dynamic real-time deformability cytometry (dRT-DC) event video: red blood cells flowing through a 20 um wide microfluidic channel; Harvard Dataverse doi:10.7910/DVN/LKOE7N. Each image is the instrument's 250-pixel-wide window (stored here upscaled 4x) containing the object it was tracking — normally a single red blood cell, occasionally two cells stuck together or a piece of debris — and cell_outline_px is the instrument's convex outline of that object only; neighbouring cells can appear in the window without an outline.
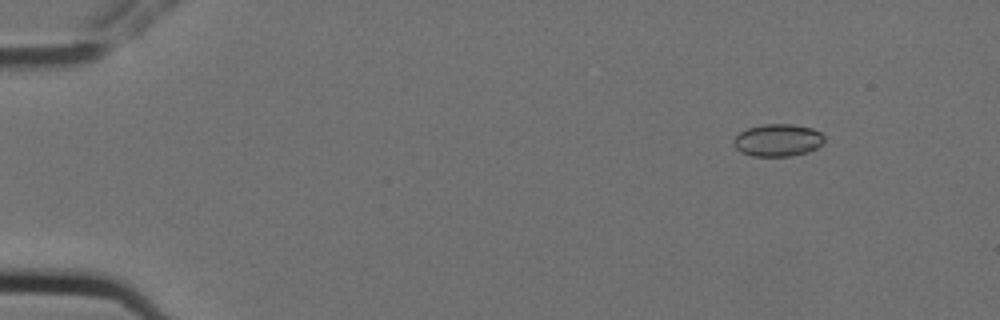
{"species": "Egyptian fruit bat (a non-hibernating species)", "species_latin": "Rousettus aegyptiacus", "temperature_condition": "cold", "stored_images_in_passage": 6, "segment_of_instrument_passage": [1, 2], "camera_frame_rate_fps": 3000, "um_per_image_px": 0.085, "animal": {"sex": "female"}, "frame": {"image": 1, "passage_image": 2, "time_ms": 0.333, "image_size_px": [1000, 320], "cell_outline_px": [[824, 144], [808, 152], [792, 156], [752, 156], [740, 152], [732, 144], [732, 140], [740, 132], [748, 128], [764, 124], [792, 124], [812, 128], [820, 132], [824, 136]], "centroid_in_image_um": [66.11, 11.92], "position_along_channel_um": 18.9, "area_um2": 17.28}}
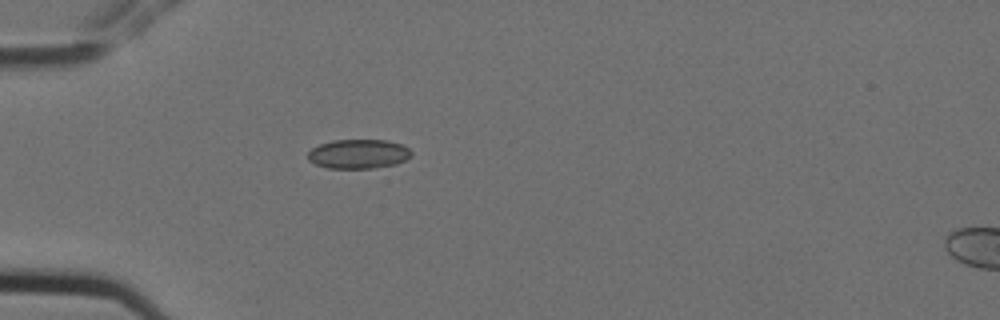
{"frame": {"image": 2, "passage_image": 5, "time_ms": 1.333, "image_size_px": [1000, 320], "cell_outline_px": [[412, 152], [404, 160], [396, 164], [372, 168], [328, 168], [316, 164], [308, 160], [308, 152], [312, 148], [320, 144], [332, 140], [388, 140], [400, 144], [408, 148]], "centroid_in_image_um": [30.44, 13.08], "position_along_channel_um": 54.6, "area_um2": 17.51}}